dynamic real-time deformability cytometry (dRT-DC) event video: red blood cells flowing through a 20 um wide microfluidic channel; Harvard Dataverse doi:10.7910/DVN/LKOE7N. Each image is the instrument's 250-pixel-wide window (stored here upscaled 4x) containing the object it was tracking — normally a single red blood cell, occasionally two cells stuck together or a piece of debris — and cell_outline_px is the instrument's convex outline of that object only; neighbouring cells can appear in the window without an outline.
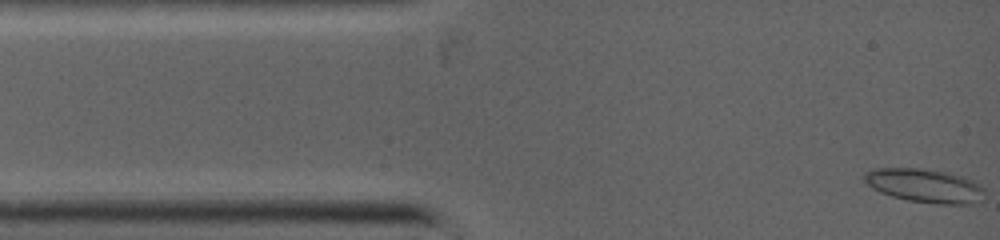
{"species": "common noctule bat (a hibernating species)", "species_latin": "Nyctalus noctula", "temperature_condition": "warm", "stored_images_in_passage": 57, "camera_frame_rate_fps": 5000, "um_per_image_px": 0.085, "animal": {"sex": "female", "body_mass_g": 19.0, "forearm_length_mm": 53.3}, "frame": {"image": 1, "passage_image": 1, "time_ms": 0.0, "image_size_px": [1000, 240], "cell_outline_px": [[984, 200], [976, 204], [936, 204], [908, 200], [892, 196], [880, 192], [872, 188], [860, 176], [876, 168], [924, 168], [948, 172], [964, 176], [980, 184], [984, 188]], "centroid_in_image_um": [78.66, 15.78], "position_along_channel_um": 6.3, "area_um2": 24.04}}
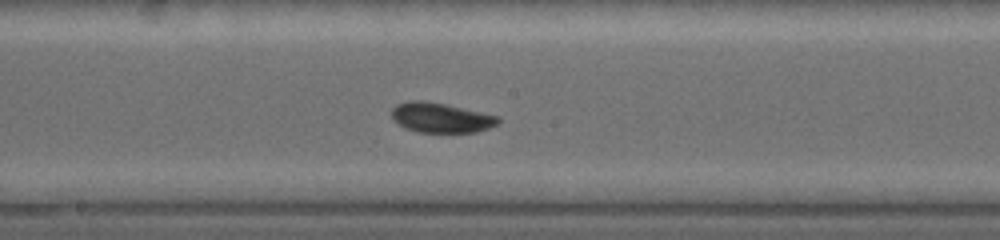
{"frame": {"image": 2, "passage_image": 24, "time_ms": 5.6, "image_size_px": [1000, 240], "cell_outline_px": [[500, 120], [496, 124], [488, 128], [476, 132], [420, 132], [404, 128], [392, 120], [392, 108], [396, 104], [408, 100], [420, 100], [444, 104], [500, 116]], "centroid_in_image_um": [37.44, 10.0], "position_along_channel_um": 210.8, "area_um2": 18.5}}
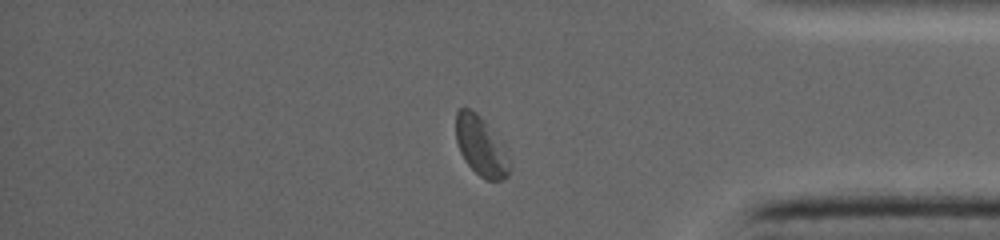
{"frame": {"image": 3, "passage_image": 50, "time_ms": 9.8, "image_size_px": [1000, 240], "cell_outline_px": [[508, 176], [504, 180], [484, 180], [468, 164], [460, 152], [456, 140], [456, 112], [460, 108], [472, 108], [484, 120], [508, 156]], "centroid_in_image_um": [40.83, 12.42], "position_along_channel_um": 394.4, "area_um2": 18.03}}